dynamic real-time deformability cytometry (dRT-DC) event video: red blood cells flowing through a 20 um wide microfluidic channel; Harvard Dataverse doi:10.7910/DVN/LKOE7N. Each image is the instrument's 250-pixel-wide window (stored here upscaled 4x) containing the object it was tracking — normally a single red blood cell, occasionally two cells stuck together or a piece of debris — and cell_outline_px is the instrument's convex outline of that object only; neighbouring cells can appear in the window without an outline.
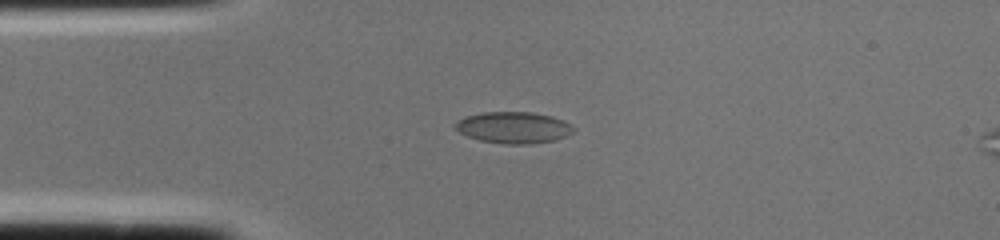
{"species": "common noctule bat (a hibernating species)", "species_latin": "Nyctalus noctula", "temperature_condition": "cold", "stored_images_in_passage": 2, "segment_of_instrument_passage": [1, 2], "camera_frame_rate_fps": 3000, "um_per_image_px": 0.085, "animal": {"sex": "female", "body_mass_g": 22.0, "forearm_length_mm": 56.7}, "frame": {"image": 1, "passage_image": 1, "time_ms": 0.0, "image_size_px": [1000, 240], "cell_outline_px": [[576, 128], [572, 132], [556, 140], [532, 144], [504, 144], [480, 140], [468, 136], [452, 128], [452, 124], [456, 120], [464, 116], [484, 112], [532, 112], [552, 116], [564, 120]], "centroid_in_image_um": [43.61, 10.83], "position_along_channel_um": 41.4, "area_um2": 21.96}}